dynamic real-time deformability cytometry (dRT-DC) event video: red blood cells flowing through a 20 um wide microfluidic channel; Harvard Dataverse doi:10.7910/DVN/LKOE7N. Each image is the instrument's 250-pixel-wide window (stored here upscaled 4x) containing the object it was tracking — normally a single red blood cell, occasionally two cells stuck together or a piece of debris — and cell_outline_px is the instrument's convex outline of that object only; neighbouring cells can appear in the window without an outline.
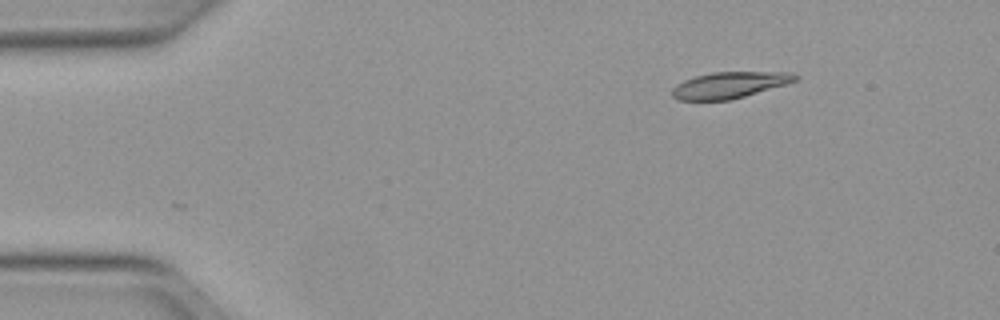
{"species": "Egyptian fruit bat (a non-hibernating species)", "species_latin": "Rousettus aegyptiacus", "temperature_condition": "warm", "stored_images_in_passage": 45, "camera_frame_rate_fps": 3000, "um_per_image_px": 0.085, "animal": {"sex": "female"}, "frame": {"image": 1, "passage_image": 1, "time_ms": 0.0, "image_size_px": [1000, 320], "cell_outline_px": [[800, 76], [796, 80], [784, 84], [744, 96], [728, 100], [680, 100], [672, 96], [672, 88], [676, 84], [684, 80], [696, 76], [712, 72], [792, 72]], "centroid_in_image_um": [61.98, 7.22], "position_along_channel_um": 23.0, "area_um2": 18.61}}
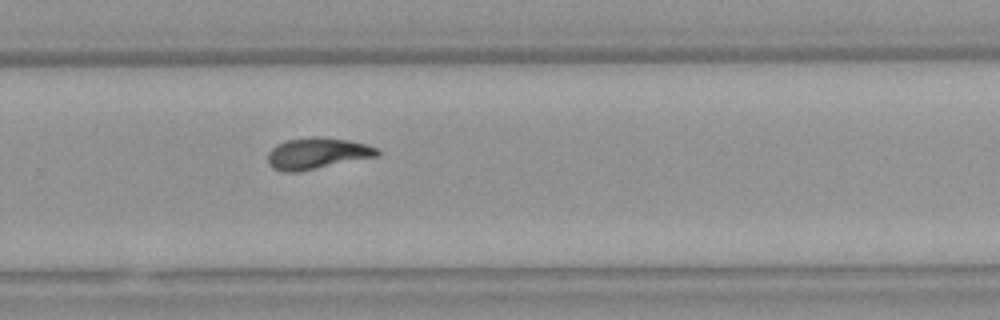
{"frame": {"image": 2, "passage_image": 28, "time_ms": 9.0, "image_size_px": [1000, 320], "cell_outline_px": [[380, 156], [300, 172], [284, 172], [272, 168], [268, 164], [268, 152], [276, 144], [288, 140], [312, 136], [320, 136], [348, 140], [368, 144], [380, 148]], "centroid_in_image_um": [27.0, 13.04], "position_along_channel_um": 302.8, "area_um2": 20.46}}
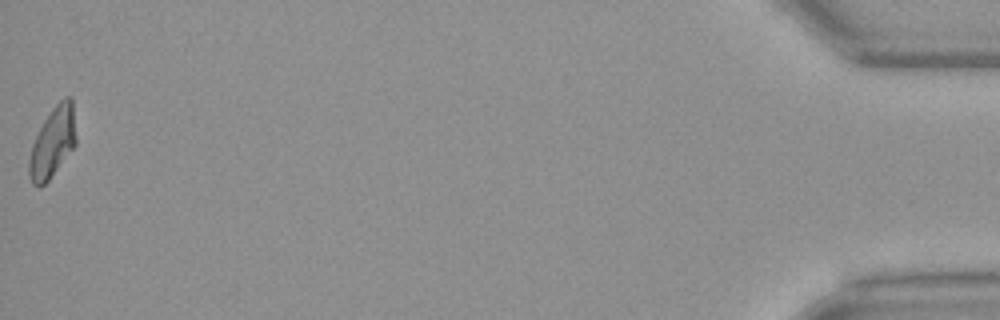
{"frame": {"image": 3, "passage_image": 45, "time_ms": 14.667, "image_size_px": [1000, 320], "cell_outline_px": [[76, 144], [48, 180], [40, 188], [32, 184], [28, 172], [28, 160], [32, 144], [44, 120], [52, 108], [64, 96], [72, 96], [76, 136]], "centroid_in_image_um": [4.47, 12.09], "position_along_channel_um": 430.7, "area_um2": 19.13}, "authors_computed_cell_mechanics": {"area_um2": 19.4208, "velocity_mm_per_s": 4.0054, "shape_relaxation_time_tau1_ms": null, "shape_relaxation_time_tau2_ms": 2.7385, "deformation_change_tau1": null, "deformation_change_tau2": 0.0944}}